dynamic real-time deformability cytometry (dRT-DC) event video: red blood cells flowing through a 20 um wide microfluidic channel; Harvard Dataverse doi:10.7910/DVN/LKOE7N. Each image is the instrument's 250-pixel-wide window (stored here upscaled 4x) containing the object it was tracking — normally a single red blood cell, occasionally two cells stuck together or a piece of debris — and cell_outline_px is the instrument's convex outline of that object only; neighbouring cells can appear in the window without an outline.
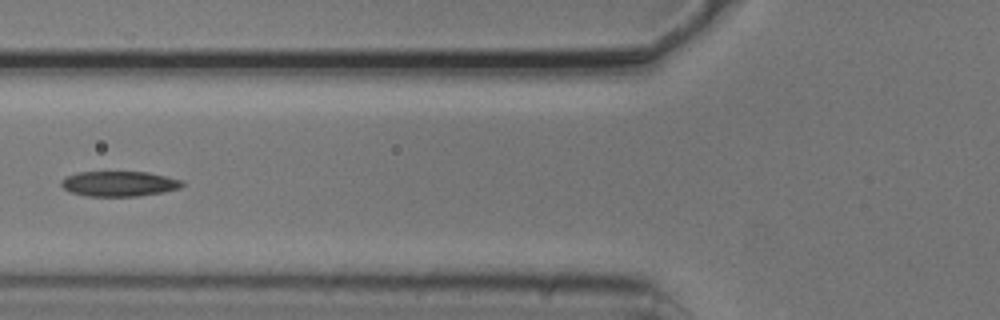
{"species": "common noctule bat (a hibernating species)", "species_latin": "Nyctalus noctula", "temperature_condition": "cold", "stored_images_in_passage": 3, "camera_frame_rate_fps": 3000, "um_per_image_px": 0.085, "animal": {"sex": "male", "body_mass_g": 20.5, "forearm_length_mm": 52.5}, "frame": {"image": 1, "passage_image": 3, "time_ms": 0.667, "image_size_px": [1000, 320], "cell_outline_px": [[184, 184], [180, 188], [164, 192], [140, 196], [88, 196], [68, 192], [60, 184], [60, 180], [64, 176], [76, 172], [148, 172], [180, 180]], "centroid_in_image_um": [10.06, 15.62], "position_along_channel_um": 115.7, "area_um2": 17.86}}